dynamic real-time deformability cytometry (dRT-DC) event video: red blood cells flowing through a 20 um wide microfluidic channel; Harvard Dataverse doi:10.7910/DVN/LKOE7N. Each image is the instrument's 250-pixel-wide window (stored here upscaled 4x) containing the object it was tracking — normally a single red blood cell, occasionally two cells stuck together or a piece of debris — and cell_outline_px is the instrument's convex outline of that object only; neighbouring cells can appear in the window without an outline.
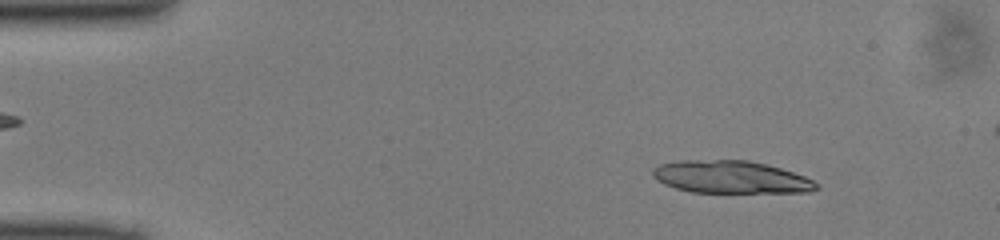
{"species": "common noctule bat (a hibernating species)", "species_latin": "Nyctalus noctula", "temperature_condition": "cold", "stored_images_in_passage": 49, "segment_of_instrument_passage": [1, 2], "camera_frame_rate_fps": 3000, "um_per_image_px": 0.085, "animal": {"sex": "male", "body_mass_g": 13.0, "forearm_length_mm": 53.1}, "frame": {"image": 1, "passage_image": 5, "time_ms": 1.333, "image_size_px": [1000, 240], "cell_outline_px": [[820, 188], [808, 192], [692, 192], [676, 188], [664, 184], [656, 180], [652, 176], [652, 168], [660, 164], [680, 160], [748, 160], [780, 168], [804, 176], [820, 184]], "centroid_in_image_um": [62.1, 15.05], "position_along_channel_um": 22.9, "area_um2": 30.98}}